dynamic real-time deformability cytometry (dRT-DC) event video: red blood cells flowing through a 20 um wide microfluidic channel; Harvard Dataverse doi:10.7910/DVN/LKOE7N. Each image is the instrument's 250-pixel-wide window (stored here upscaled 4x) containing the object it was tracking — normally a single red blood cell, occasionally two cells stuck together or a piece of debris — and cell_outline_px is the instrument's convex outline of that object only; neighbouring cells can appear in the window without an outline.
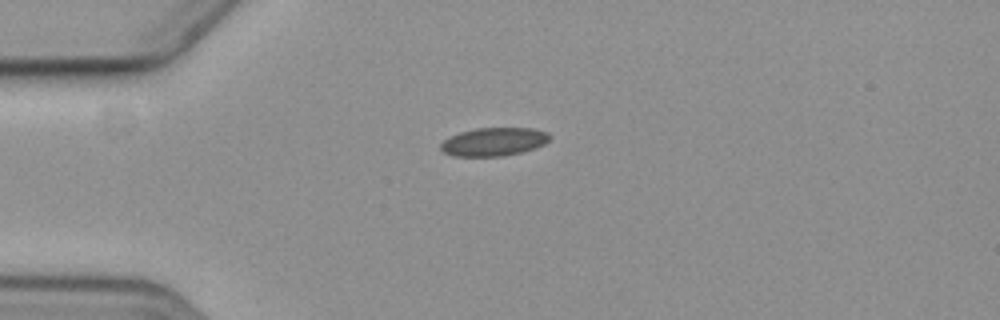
{"species": "common noctule bat (a hibernating species)", "species_latin": "Nyctalus noctula", "temperature_condition": "cold", "stored_images_in_passage": 2, "camera_frame_rate_fps": 3000, "um_per_image_px": 0.085, "animal": {"sex": "female", "body_mass_g": 19.3, "forearm_length_mm": 54.1}, "frame": {"image": 1, "passage_image": 1, "time_ms": 0.0, "image_size_px": [1000, 320], "cell_outline_px": [[552, 136], [544, 144], [536, 148], [520, 152], [500, 156], [452, 156], [444, 152], [440, 148], [440, 144], [444, 140], [460, 132], [476, 128], [532, 128], [548, 132]], "centroid_in_image_um": [41.99, 12.04], "position_along_channel_um": 43.0, "area_um2": 17.92}}